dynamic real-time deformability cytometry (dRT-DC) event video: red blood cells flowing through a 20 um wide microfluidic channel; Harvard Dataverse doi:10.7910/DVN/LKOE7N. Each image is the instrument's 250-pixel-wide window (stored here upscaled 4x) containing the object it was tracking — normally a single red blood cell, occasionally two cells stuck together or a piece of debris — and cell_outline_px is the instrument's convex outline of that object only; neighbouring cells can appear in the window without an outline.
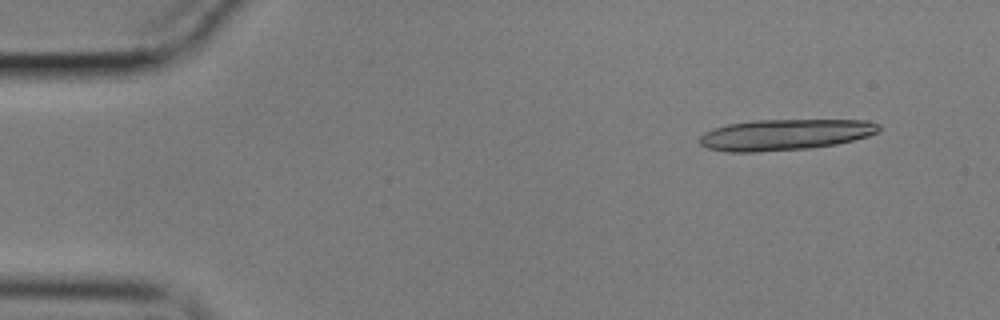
{"species": "common noctule bat (a hibernating species)", "species_latin": "Nyctalus noctula", "temperature_condition": "cold", "stored_images_in_passage": 18, "camera_frame_rate_fps": 3000, "um_per_image_px": 0.085, "animal": {"sex": "male", "body_mass_g": 17.9}, "frame": {"image": 1, "passage_image": 5, "time_ms": 1.333, "image_size_px": [1000, 320], "cell_outline_px": [[880, 132], [868, 136], [836, 144], [812, 148], [760, 152], [724, 152], [708, 148], [700, 144], [700, 136], [704, 132], [728, 124], [752, 120], [868, 120], [880, 124]], "centroid_in_image_um": [66.74, 11.45], "position_along_channel_um": 18.3, "area_um2": 32.6}}